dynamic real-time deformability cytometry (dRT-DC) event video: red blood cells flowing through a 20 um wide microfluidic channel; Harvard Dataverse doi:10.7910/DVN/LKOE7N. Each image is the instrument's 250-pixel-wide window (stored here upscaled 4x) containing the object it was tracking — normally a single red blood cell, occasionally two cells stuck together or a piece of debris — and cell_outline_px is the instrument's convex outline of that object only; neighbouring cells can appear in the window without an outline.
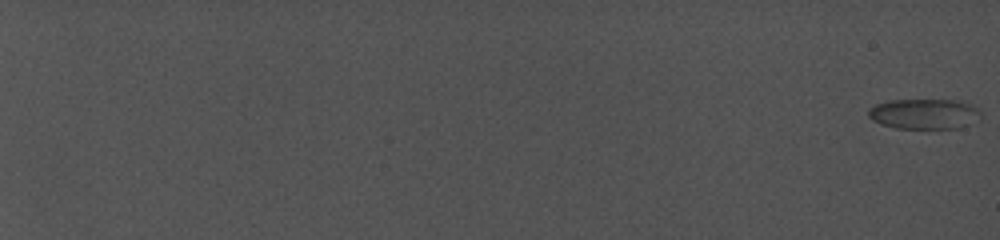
{"species": "common noctule bat (a hibernating species)", "species_latin": "Nyctalus noctula", "temperature_condition": "cold", "stored_images_in_passage": 14, "camera_frame_rate_fps": 5000, "um_per_image_px": 0.085, "animal": {"sex": "female", "body_mass_g": 19.0, "forearm_length_mm": 56.7}, "frame": {"image": 1, "passage_image": 1, "time_ms": 0.0, "image_size_px": [1000, 240], "cell_outline_px": [[980, 112], [948, 128], [900, 128], [884, 124], [872, 120], [868, 116], [868, 108], [876, 104], [888, 100], [968, 100]], "centroid_in_image_um": [78.37, 9.62], "position_along_channel_um": 6.6, "area_um2": 18.73}}